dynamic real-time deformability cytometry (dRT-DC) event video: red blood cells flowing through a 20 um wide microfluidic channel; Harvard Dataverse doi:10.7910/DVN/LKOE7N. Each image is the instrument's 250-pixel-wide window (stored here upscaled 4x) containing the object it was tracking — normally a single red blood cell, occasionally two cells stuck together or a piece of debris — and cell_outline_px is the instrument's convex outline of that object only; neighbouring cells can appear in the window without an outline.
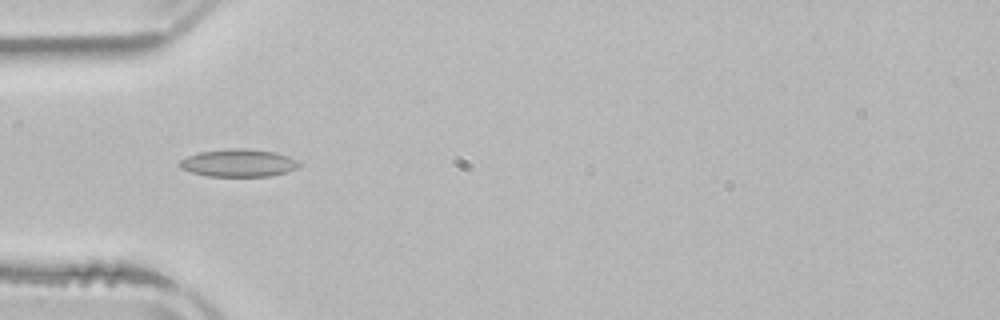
{"species": "common noctule bat (a hibernating species)", "species_latin": "Nyctalus noctula", "temperature_condition": "room temperature", "stored_images_in_passage": 3, "camera_frame_rate_fps": 3000, "um_per_image_px": 0.085, "animal": {"sex": "male", "body_mass_g": 21.5, "forearm_length_mm": 52.0}, "frame": {"image": 1, "passage_image": 1, "time_ms": 0.0, "image_size_px": [1000, 320], "cell_outline_px": [[300, 164], [296, 168], [284, 172], [268, 176], [208, 176], [192, 172], [180, 168], [176, 164], [180, 160], [188, 156], [200, 152], [228, 148], [248, 148], [276, 152], [288, 156], [296, 160]], "centroid_in_image_um": [20.23, 13.84], "position_along_channel_um": 64.8, "area_um2": 19.19}}
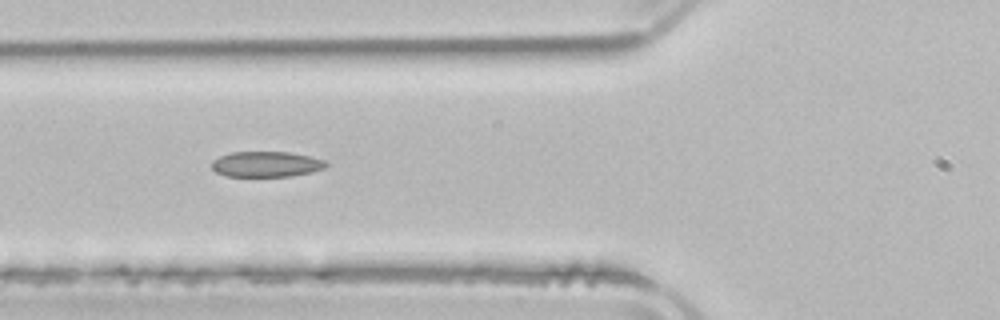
{"frame": {"image": 2, "passage_image": 2, "time_ms": 1.0, "image_size_px": [1000, 320], "cell_outline_px": [[328, 164], [324, 168], [312, 172], [292, 176], [224, 176], [216, 172], [212, 168], [212, 160], [220, 156], [232, 152], [292, 152], [324, 160]], "centroid_in_image_um": [22.62, 13.96], "position_along_channel_um": 103.2, "area_um2": 16.99}}
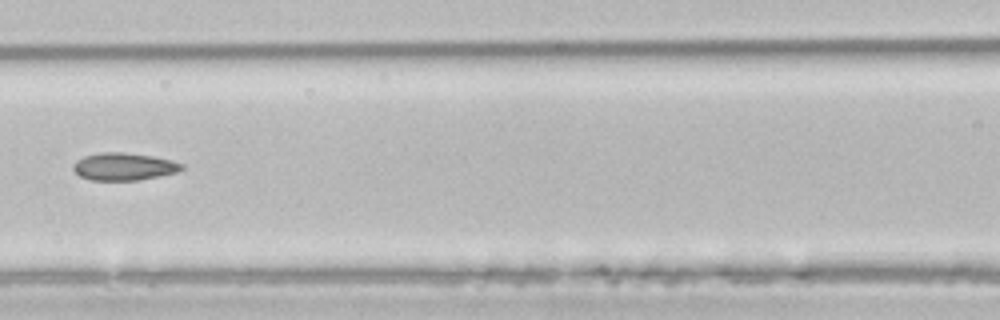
{"frame": {"image": 3, "passage_image": 3, "time_ms": 2.333, "image_size_px": [1000, 320], "cell_outline_px": [[184, 168], [176, 172], [136, 180], [92, 180], [80, 176], [72, 168], [72, 164], [76, 160], [84, 156], [100, 152], [124, 152], [152, 156], [172, 160], [184, 164]], "centroid_in_image_um": [10.5, 14.14], "position_along_channel_um": 156.1, "area_um2": 17.28}}